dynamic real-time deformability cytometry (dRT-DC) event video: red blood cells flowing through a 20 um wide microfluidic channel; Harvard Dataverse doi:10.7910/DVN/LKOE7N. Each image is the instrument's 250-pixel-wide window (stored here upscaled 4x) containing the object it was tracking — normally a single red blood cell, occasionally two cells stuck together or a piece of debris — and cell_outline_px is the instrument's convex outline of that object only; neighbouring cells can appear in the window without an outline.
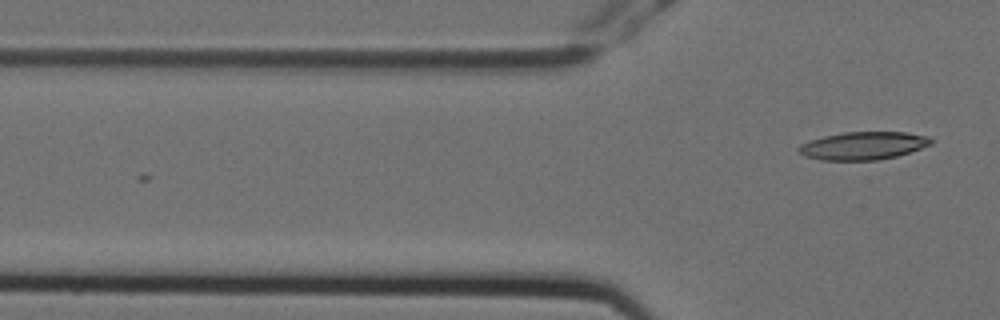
{"species": "Egyptian fruit bat (a non-hibernating species)", "species_latin": "Rousettus aegyptiacus", "temperature_condition": "cold", "stored_images_in_passage": 3, "camera_frame_rate_fps": 3000, "um_per_image_px": 0.085, "animal": {"sex": "female"}, "frame": {"image": 1, "passage_image": 3, "time_ms": 0.667, "image_size_px": [1000, 320], "cell_outline_px": [[932, 144], [896, 156], [876, 160], [820, 160], [804, 156], [796, 152], [796, 148], [800, 144], [824, 136], [844, 132], [904, 132], [928, 136], [932, 140]], "centroid_in_image_um": [73.32, 12.39], "position_along_channel_um": 52.5, "area_um2": 21.44}}